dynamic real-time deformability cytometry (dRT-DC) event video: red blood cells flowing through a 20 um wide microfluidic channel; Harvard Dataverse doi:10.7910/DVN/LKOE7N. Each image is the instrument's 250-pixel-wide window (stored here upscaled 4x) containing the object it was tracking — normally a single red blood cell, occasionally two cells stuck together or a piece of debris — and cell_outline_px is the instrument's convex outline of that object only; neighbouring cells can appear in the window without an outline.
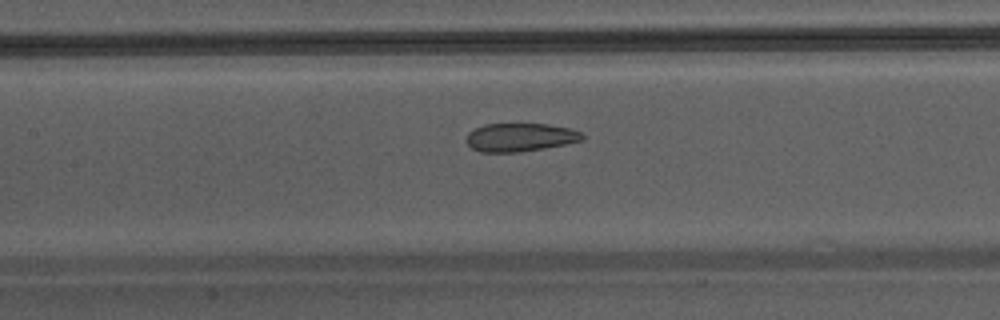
{"species": "Egyptian fruit bat (a non-hibernating species)", "species_latin": "Rousettus aegyptiacus", "temperature_condition": "warm", "stored_images_in_passage": 35, "camera_frame_rate_fps": 3000, "um_per_image_px": 0.085, "animal": {"sex": "male"}, "frame": {"image": 1, "passage_image": 11, "time_ms": 3.333, "image_size_px": [1000, 320], "cell_outline_px": [[584, 140], [544, 148], [520, 152], [480, 152], [472, 148], [464, 140], [468, 132], [484, 124], [548, 124], [568, 128], [580, 132], [584, 136]], "centroid_in_image_um": [44.17, 11.67], "position_along_channel_um": 163.2, "area_um2": 19.13}}
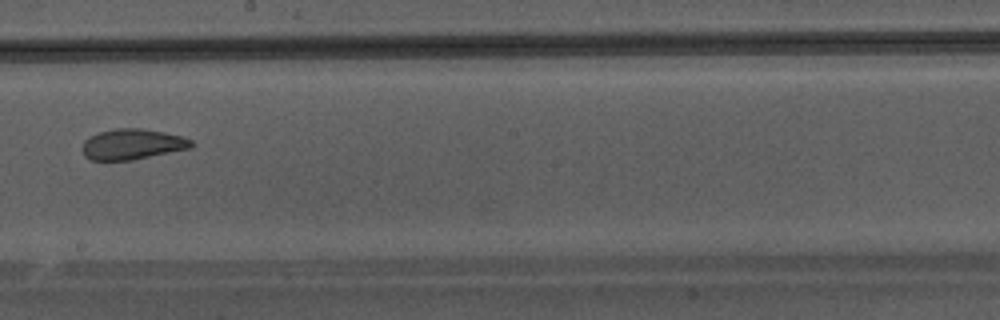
{"frame": {"image": 2, "passage_image": 16, "time_ms": 5.0, "image_size_px": [1000, 320], "cell_outline_px": [[192, 148], [132, 160], [88, 160], [84, 156], [80, 148], [84, 140], [88, 136], [100, 132], [116, 128], [140, 128], [164, 132], [184, 136], [192, 140]], "centroid_in_image_um": [11.21, 12.26], "position_along_channel_um": 237.0, "area_um2": 19.71}}